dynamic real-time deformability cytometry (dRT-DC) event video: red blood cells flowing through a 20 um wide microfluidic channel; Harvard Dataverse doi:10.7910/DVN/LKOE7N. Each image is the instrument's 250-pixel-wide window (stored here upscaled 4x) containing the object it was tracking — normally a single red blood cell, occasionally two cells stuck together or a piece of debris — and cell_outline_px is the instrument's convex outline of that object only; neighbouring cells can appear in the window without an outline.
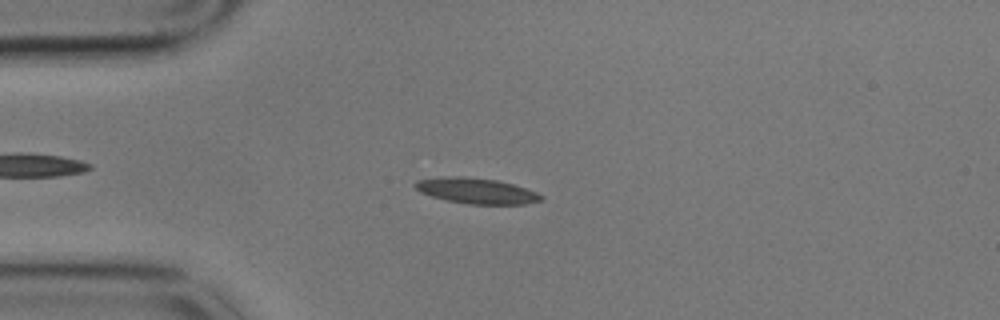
{"species": "common noctule bat (a hibernating species)", "species_latin": "Nyctalus noctula", "temperature_condition": "cold", "stored_images_in_passage": 55, "camera_frame_rate_fps": 3000, "um_per_image_px": 0.085, "animal": {"sex": "male", "body_mass_g": 17.9}, "frame": {"image": 1, "passage_image": 13, "time_ms": 4.0, "image_size_px": [1000, 320], "cell_outline_px": [[544, 200], [524, 204], [468, 204], [448, 200], [432, 196], [420, 192], [412, 184], [416, 180], [448, 176], [456, 176], [496, 180], [512, 184], [536, 192], [544, 196]], "centroid_in_image_um": [40.49, 16.22], "position_along_channel_um": 44.5, "area_um2": 18.61}}
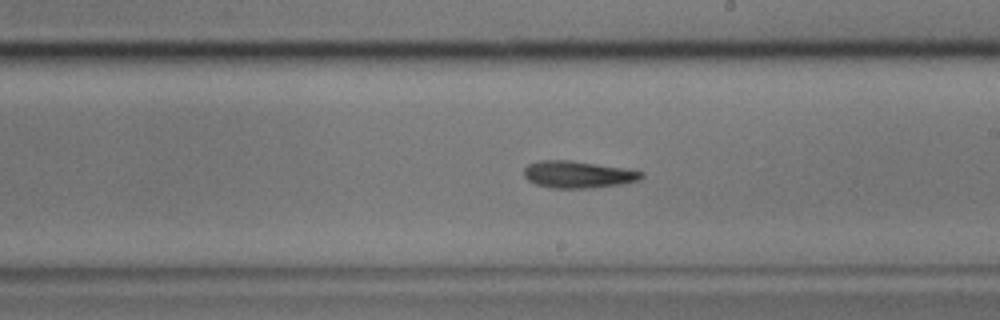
{"frame": {"image": 2, "passage_image": 31, "time_ms": 10.0, "image_size_px": [1000, 320], "cell_outline_px": [[644, 176], [640, 180], [620, 184], [592, 188], [552, 188], [536, 184], [528, 180], [524, 176], [524, 168], [528, 164], [540, 160], [572, 160], [632, 168], [644, 172]], "centroid_in_image_um": [49.19, 14.81], "position_along_channel_um": 239.8, "area_um2": 18.9}}
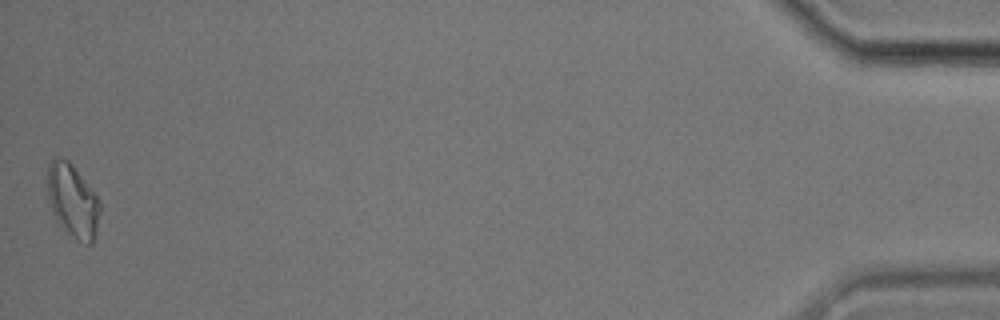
{"frame": {"image": 3, "passage_image": 55, "time_ms": 18.0, "image_size_px": [1000, 320], "cell_outline_px": [[100, 212], [96, 232], [92, 244], [88, 244], [80, 240], [68, 232], [56, 220], [52, 212], [48, 200], [48, 164], [56, 156], [68, 160], [72, 164], [100, 200]], "centroid_in_image_um": [6.18, 17.04], "position_along_channel_um": 429.0, "area_um2": 22.14}}